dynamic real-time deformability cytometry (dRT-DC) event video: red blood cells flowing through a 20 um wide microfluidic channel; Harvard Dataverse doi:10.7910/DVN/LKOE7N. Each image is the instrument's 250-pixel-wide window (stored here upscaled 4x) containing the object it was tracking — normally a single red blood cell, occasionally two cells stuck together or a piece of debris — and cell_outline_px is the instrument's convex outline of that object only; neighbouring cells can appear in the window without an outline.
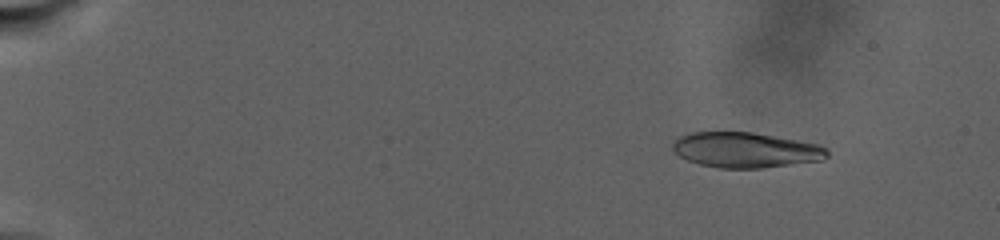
{"species": "human", "species_latin": "Homo sapiens", "temperature_condition": "warm", "stored_images_in_passage": 33, "camera_frame_rate_fps": 3000, "um_per_image_px": 0.085, "donor": {"sex": "male"}, "frame": {"image": 1, "passage_image": 1, "time_ms": 0.0, "image_size_px": [1000, 240], "cell_outline_px": [[828, 156], [824, 160], [760, 168], [716, 168], [700, 164], [688, 160], [680, 156], [672, 148], [672, 144], [680, 136], [692, 132], [752, 132], [820, 144], [828, 148]], "centroid_in_image_um": [63.41, 12.75], "position_along_channel_um": 21.6, "area_um2": 31.79}}
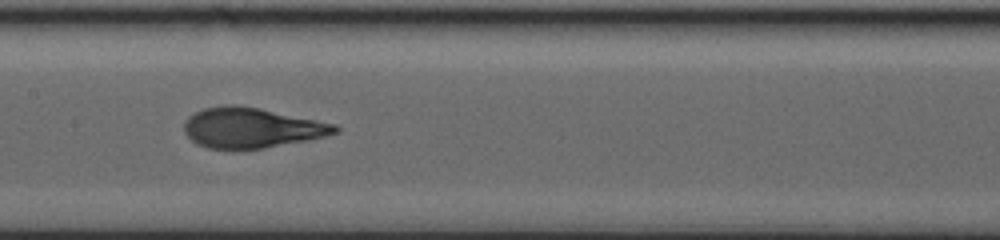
{"frame": {"image": 2, "passage_image": 19, "time_ms": 13.0, "image_size_px": [1000, 240], "cell_outline_px": [[340, 128], [336, 132], [324, 136], [308, 140], [264, 148], [208, 148], [192, 140], [184, 132], [184, 124], [188, 116], [204, 108], [228, 104], [236, 104], [260, 108], [336, 124]], "centroid_in_image_um": [21.38, 10.84], "position_along_channel_um": 186.0, "area_um2": 34.97}}
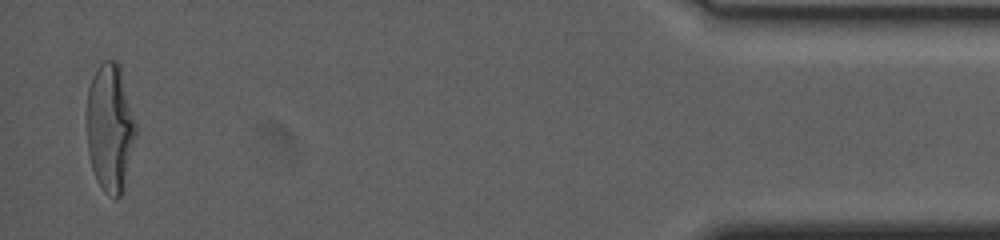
{"frame": {"image": 3, "passage_image": 33, "time_ms": 26.0, "image_size_px": [1000, 240], "cell_outline_px": [[136, 136], [124, 192], [116, 200], [112, 200], [104, 192], [96, 180], [92, 168], [88, 152], [88, 88], [92, 76], [96, 68], [104, 60], [116, 60], [120, 64], [136, 124]], "centroid_in_image_um": [9.38, 10.91], "position_along_channel_um": 425.8, "area_um2": 37.05}, "authors_computed_cell_mechanics": {"area_um2": 34.7956, "velocity_mm_per_s": 2.3655, "shape_relaxation_time_tau1_ms": 7.7284, "shape_relaxation_time_tau2_ms": null, "deformation_change_tau1": 0.2793, "deformation_change_tau2": null}}